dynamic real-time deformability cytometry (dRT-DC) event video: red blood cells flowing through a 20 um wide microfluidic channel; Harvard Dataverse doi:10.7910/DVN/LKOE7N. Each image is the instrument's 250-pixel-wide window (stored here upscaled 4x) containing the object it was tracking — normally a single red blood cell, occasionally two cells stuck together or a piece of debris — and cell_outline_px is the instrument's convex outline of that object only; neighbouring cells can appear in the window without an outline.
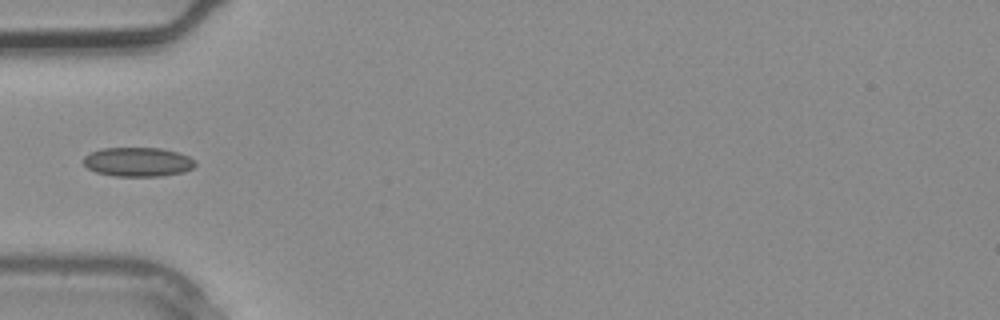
{"species": "common noctule bat (a hibernating species)", "species_latin": "Nyctalus noctula", "temperature_condition": "warm", "stored_images_in_passage": 1, "camera_frame_rate_fps": 3000, "um_per_image_px": 0.085, "animal": {"sex": "male", "body_mass_g": 20.4}, "frame": {"image": 1, "passage_image": 1, "time_ms": 0.0, "image_size_px": [1000, 320], "cell_outline_px": [[196, 164], [192, 168], [184, 172], [160, 176], [116, 176], [96, 172], [88, 168], [84, 164], [84, 156], [100, 148], [160, 148], [176, 152], [188, 156], [196, 160]], "centroid_in_image_um": [11.73, 13.76], "position_along_channel_um": 73.3, "area_um2": 18.96}}